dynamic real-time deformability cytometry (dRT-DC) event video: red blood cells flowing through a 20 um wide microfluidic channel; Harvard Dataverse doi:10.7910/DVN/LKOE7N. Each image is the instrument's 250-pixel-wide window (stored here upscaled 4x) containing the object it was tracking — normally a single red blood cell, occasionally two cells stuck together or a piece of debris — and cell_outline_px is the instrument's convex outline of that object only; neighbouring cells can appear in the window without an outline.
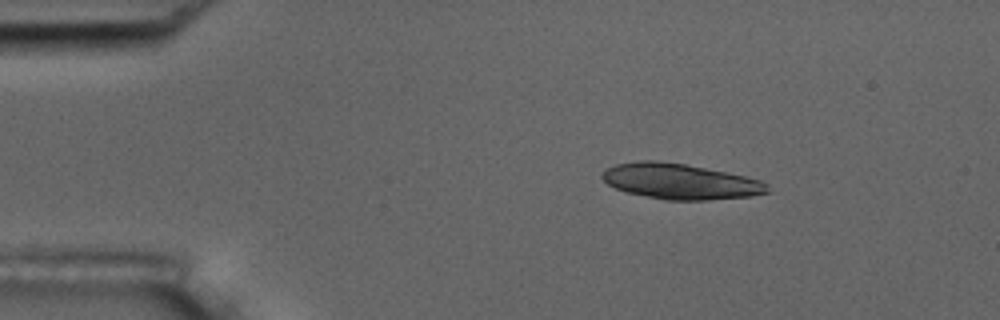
{"species": "common noctule bat (a hibernating species)", "species_latin": "Nyctalus noctula", "temperature_condition": "room temperature", "stored_images_in_passage": 3, "camera_frame_rate_fps": 3000, "um_per_image_px": 0.085, "animal": {"sex": "male", "body_mass_g": 17.5, "forearm_length_mm": 52.3}, "frame": {"image": 1, "passage_image": 1, "time_ms": 0.0, "image_size_px": [1000, 320], "cell_outline_px": [[772, 192], [752, 196], [708, 200], [664, 200], [628, 192], [616, 188], [608, 184], [600, 176], [608, 168], [616, 164], [636, 160], [656, 160], [684, 164], [728, 172], [760, 180], [768, 184]], "centroid_in_image_um": [57.86, 15.42], "position_along_channel_um": 27.1, "area_um2": 34.28}}